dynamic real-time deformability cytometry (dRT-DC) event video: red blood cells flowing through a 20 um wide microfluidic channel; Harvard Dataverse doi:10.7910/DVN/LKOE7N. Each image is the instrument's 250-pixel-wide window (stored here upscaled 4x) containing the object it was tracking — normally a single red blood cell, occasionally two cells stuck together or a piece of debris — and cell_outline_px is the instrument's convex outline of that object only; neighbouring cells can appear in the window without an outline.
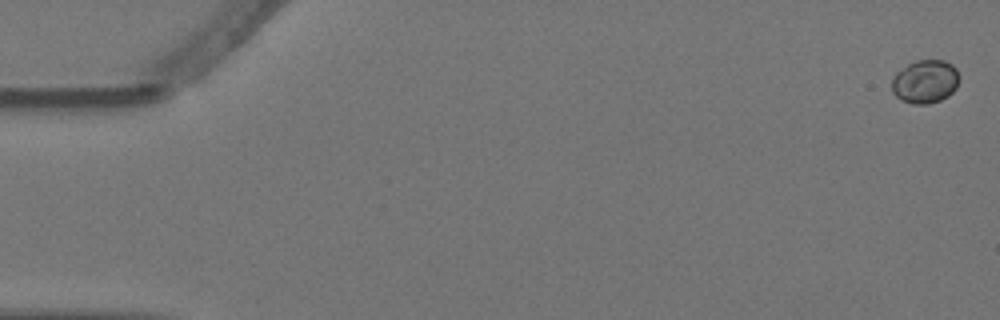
{"species": "Egyptian fruit bat (a non-hibernating species)", "species_latin": "Rousettus aegyptiacus", "temperature_condition": "warm", "stored_images_in_passage": 5, "camera_frame_rate_fps": 3000, "um_per_image_px": 0.085, "animal": {"sex": "female"}, "frame": {"image": 1, "passage_image": 1, "time_ms": 0.0, "image_size_px": [1000, 320], "cell_outline_px": [[960, 80], [956, 88], [948, 96], [940, 100], [928, 104], [912, 104], [900, 100], [892, 92], [892, 80], [896, 72], [908, 64], [916, 60], [944, 60], [952, 64], [956, 68], [960, 76]], "centroid_in_image_um": [78.65, 6.93], "position_along_channel_um": 6.3, "area_um2": 17.28}}
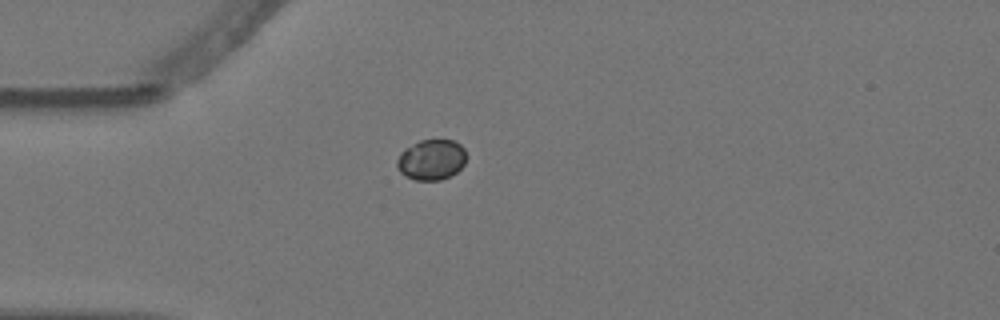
{"frame": {"image": 2, "passage_image": 5, "time_ms": 1.333, "image_size_px": [1000, 320], "cell_outline_px": [[468, 156], [464, 164], [456, 172], [440, 180], [416, 180], [404, 176], [400, 172], [396, 164], [396, 160], [400, 152], [404, 148], [420, 140], [452, 140], [460, 144], [464, 148]], "centroid_in_image_um": [36.66, 13.57], "position_along_channel_um": 48.3, "area_um2": 16.53}}